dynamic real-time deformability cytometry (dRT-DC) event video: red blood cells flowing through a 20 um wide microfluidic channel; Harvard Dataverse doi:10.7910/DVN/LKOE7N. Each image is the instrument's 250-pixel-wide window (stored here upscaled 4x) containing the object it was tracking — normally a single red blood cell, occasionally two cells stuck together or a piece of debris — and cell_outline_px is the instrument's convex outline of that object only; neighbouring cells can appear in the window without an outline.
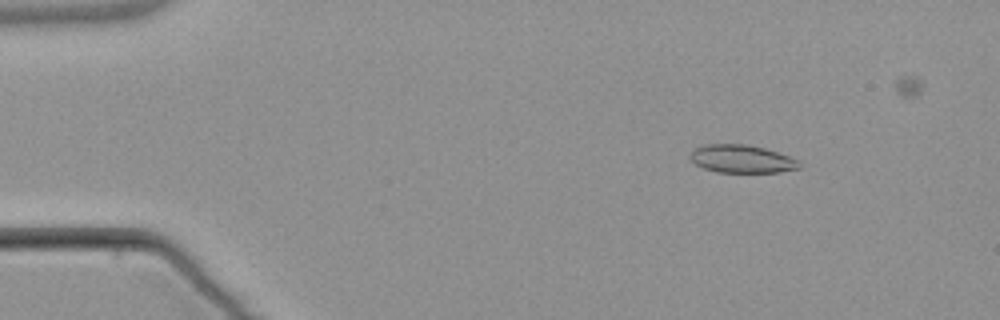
{"species": "common noctule bat (a hibernating species)", "species_latin": "Nyctalus noctula", "temperature_condition": "warm", "stored_images_in_passage": 6, "camera_frame_rate_fps": 3000, "um_per_image_px": 0.085, "animal": {"sex": "male", "body_mass_g": 21.5, "forearm_length_mm": 52.0}, "frame": {"image": 1, "passage_image": 2, "time_ms": 1.333, "image_size_px": [1000, 320], "cell_outline_px": [[800, 168], [780, 172], [716, 172], [704, 168], [696, 164], [688, 156], [696, 148], [704, 144], [744, 144], [764, 148], [788, 156], [796, 160], [800, 164]], "centroid_in_image_um": [63.02, 13.51], "position_along_channel_um": 22.0, "area_um2": 17.57}}
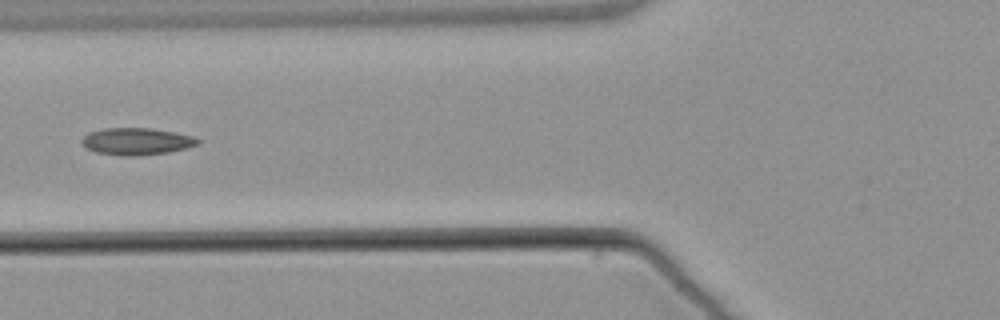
{"frame": {"image": 2, "passage_image": 6, "time_ms": 6.0, "image_size_px": [1000, 320], "cell_outline_px": [[200, 144], [168, 152], [136, 156], [120, 156], [96, 152], [88, 148], [80, 140], [88, 132], [104, 128], [152, 128], [192, 136], [200, 140]], "centroid_in_image_um": [11.59, 12.02], "position_along_channel_um": 114.2, "area_um2": 18.15}}